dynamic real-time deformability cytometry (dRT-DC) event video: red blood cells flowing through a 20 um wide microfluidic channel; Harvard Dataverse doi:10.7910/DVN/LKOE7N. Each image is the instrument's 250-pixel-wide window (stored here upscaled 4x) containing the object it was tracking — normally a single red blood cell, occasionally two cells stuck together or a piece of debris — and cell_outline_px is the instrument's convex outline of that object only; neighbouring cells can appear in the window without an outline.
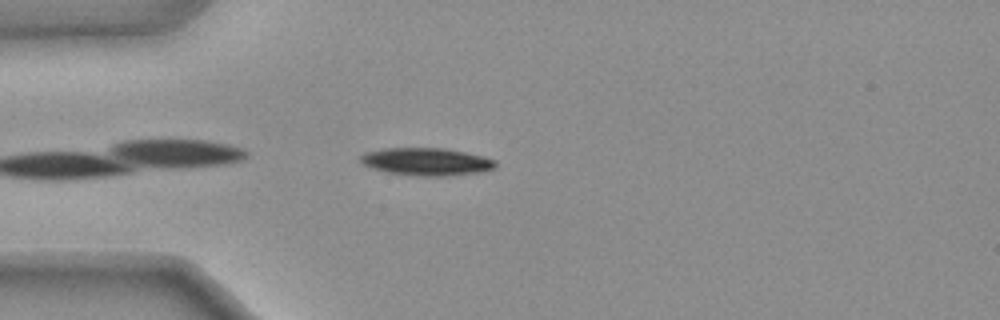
{"species": "common noctule bat (a hibernating species)", "species_latin": "Nyctalus noctula", "temperature_condition": "warm", "stored_images_in_passage": 30, "camera_frame_rate_fps": 3000, "um_per_image_px": 0.085, "animal": {"sex": "female", "body_mass_g": 25.1}, "frame": {"image": 1, "passage_image": 2, "time_ms": 0.333, "image_size_px": [1000, 320], "cell_outline_px": [[496, 168], [476, 172], [440, 176], [424, 176], [388, 172], [372, 168], [360, 164], [360, 156], [364, 152], [384, 148], [444, 148], [464, 152], [496, 160]], "centroid_in_image_um": [36.19, 13.73], "position_along_channel_um": 48.8, "area_um2": 21.44}}
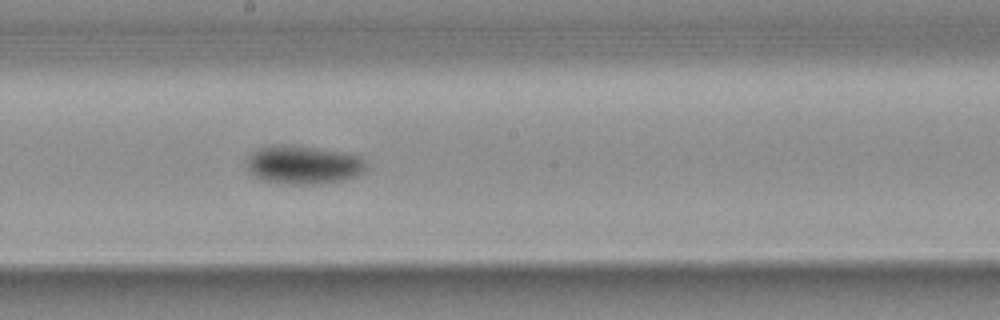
{"frame": {"image": 2, "passage_image": 17, "time_ms": 5.333, "image_size_px": [1000, 320], "cell_outline_px": [[364, 172], [340, 180], [312, 184], [288, 184], [264, 180], [256, 176], [248, 168], [248, 160], [252, 152], [260, 148], [280, 144], [316, 148], [344, 152], [360, 156], [364, 160]], "centroid_in_image_um": [25.78, 14.0], "position_along_channel_um": 222.4, "area_um2": 26.07}}
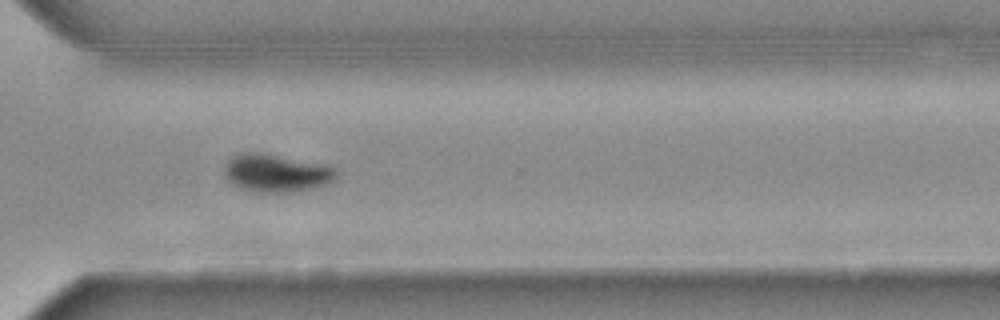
{"frame": {"image": 3, "passage_image": 27, "time_ms": 8.667, "image_size_px": [1000, 320], "cell_outline_px": [[336, 180], [328, 184], [312, 188], [292, 192], [260, 192], [240, 188], [228, 180], [224, 172], [224, 164], [232, 156], [240, 152], [264, 152], [328, 164], [336, 172]], "centroid_in_image_um": [23.49, 14.68], "position_along_channel_um": 347.1, "area_um2": 25.09}, "authors_computed_cell_mechanics": {"area_um2": 24.5939, "velocity_mm_per_s": 3.7319, "shape_relaxation_time_tau1_ms": 3.2232, "shape_relaxation_time_tau2_ms": null, "deformation_change_tau1": 0.1744, "deformation_change_tau2": null}}